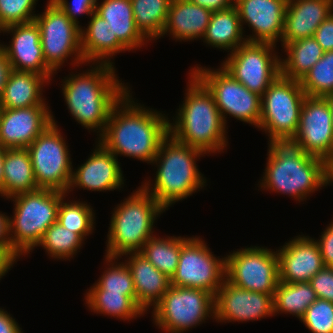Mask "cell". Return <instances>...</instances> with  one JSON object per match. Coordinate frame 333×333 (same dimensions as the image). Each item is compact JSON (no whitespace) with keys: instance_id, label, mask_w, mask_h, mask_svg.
I'll return each mask as SVG.
<instances>
[{"instance_id":"cell-1","label":"cell","mask_w":333,"mask_h":333,"mask_svg":"<svg viewBox=\"0 0 333 333\" xmlns=\"http://www.w3.org/2000/svg\"><path fill=\"white\" fill-rule=\"evenodd\" d=\"M132 93L130 89L113 107L103 134L96 140L117 158L122 155L150 165L169 134L171 117L141 105Z\"/></svg>"},{"instance_id":"cell-2","label":"cell","mask_w":333,"mask_h":333,"mask_svg":"<svg viewBox=\"0 0 333 333\" xmlns=\"http://www.w3.org/2000/svg\"><path fill=\"white\" fill-rule=\"evenodd\" d=\"M85 66L90 68L69 73L61 79L60 88L68 113L89 133H97L99 138L113 107L131 88L119 79L113 65L85 63Z\"/></svg>"},{"instance_id":"cell-3","label":"cell","mask_w":333,"mask_h":333,"mask_svg":"<svg viewBox=\"0 0 333 333\" xmlns=\"http://www.w3.org/2000/svg\"><path fill=\"white\" fill-rule=\"evenodd\" d=\"M259 189L281 193L303 202L315 191L330 186V164L319 157L305 153L287 142H270Z\"/></svg>"},{"instance_id":"cell-4","label":"cell","mask_w":333,"mask_h":333,"mask_svg":"<svg viewBox=\"0 0 333 333\" xmlns=\"http://www.w3.org/2000/svg\"><path fill=\"white\" fill-rule=\"evenodd\" d=\"M188 75L184 100L176 110L175 118L169 120V134L207 156L224 153L229 145L228 128L213 95L190 71Z\"/></svg>"},{"instance_id":"cell-5","label":"cell","mask_w":333,"mask_h":333,"mask_svg":"<svg viewBox=\"0 0 333 333\" xmlns=\"http://www.w3.org/2000/svg\"><path fill=\"white\" fill-rule=\"evenodd\" d=\"M205 153L184 144L168 134L160 143L153 164L157 167L154 180L142 181V187L165 209L205 189L207 179L196 162Z\"/></svg>"},{"instance_id":"cell-6","label":"cell","mask_w":333,"mask_h":333,"mask_svg":"<svg viewBox=\"0 0 333 333\" xmlns=\"http://www.w3.org/2000/svg\"><path fill=\"white\" fill-rule=\"evenodd\" d=\"M113 209L105 255L121 258L126 253L139 252L149 238L157 235L154 224L166 211L142 186Z\"/></svg>"},{"instance_id":"cell-7","label":"cell","mask_w":333,"mask_h":333,"mask_svg":"<svg viewBox=\"0 0 333 333\" xmlns=\"http://www.w3.org/2000/svg\"><path fill=\"white\" fill-rule=\"evenodd\" d=\"M66 194L39 188L7 198L14 204L13 216H9L10 242L12 253L18 259L31 254L46 230L57 221L58 207Z\"/></svg>"},{"instance_id":"cell-8","label":"cell","mask_w":333,"mask_h":333,"mask_svg":"<svg viewBox=\"0 0 333 333\" xmlns=\"http://www.w3.org/2000/svg\"><path fill=\"white\" fill-rule=\"evenodd\" d=\"M306 93L300 80L279 75L261 96L258 129L267 134L268 143L291 141L296 135Z\"/></svg>"},{"instance_id":"cell-9","label":"cell","mask_w":333,"mask_h":333,"mask_svg":"<svg viewBox=\"0 0 333 333\" xmlns=\"http://www.w3.org/2000/svg\"><path fill=\"white\" fill-rule=\"evenodd\" d=\"M152 320L165 333H184L215 320V296L197 288L171 286L152 308Z\"/></svg>"},{"instance_id":"cell-10","label":"cell","mask_w":333,"mask_h":333,"mask_svg":"<svg viewBox=\"0 0 333 333\" xmlns=\"http://www.w3.org/2000/svg\"><path fill=\"white\" fill-rule=\"evenodd\" d=\"M194 65L190 72L213 95L214 101L227 126V116L258 128L261 116V96L248 90L221 66L206 68Z\"/></svg>"},{"instance_id":"cell-11","label":"cell","mask_w":333,"mask_h":333,"mask_svg":"<svg viewBox=\"0 0 333 333\" xmlns=\"http://www.w3.org/2000/svg\"><path fill=\"white\" fill-rule=\"evenodd\" d=\"M34 21L40 30L44 60L55 74L69 59L70 65L75 69L85 65L81 51L80 27L74 24L53 0H47L44 12L37 13Z\"/></svg>"},{"instance_id":"cell-12","label":"cell","mask_w":333,"mask_h":333,"mask_svg":"<svg viewBox=\"0 0 333 333\" xmlns=\"http://www.w3.org/2000/svg\"><path fill=\"white\" fill-rule=\"evenodd\" d=\"M52 123L27 147L37 187L67 193L72 178L70 149L57 125Z\"/></svg>"},{"instance_id":"cell-13","label":"cell","mask_w":333,"mask_h":333,"mask_svg":"<svg viewBox=\"0 0 333 333\" xmlns=\"http://www.w3.org/2000/svg\"><path fill=\"white\" fill-rule=\"evenodd\" d=\"M225 279L236 287L274 295L279 280L277 252L253 246L233 250L225 255Z\"/></svg>"},{"instance_id":"cell-14","label":"cell","mask_w":333,"mask_h":333,"mask_svg":"<svg viewBox=\"0 0 333 333\" xmlns=\"http://www.w3.org/2000/svg\"><path fill=\"white\" fill-rule=\"evenodd\" d=\"M226 258L213 254L200 236L189 237L182 245L171 286L197 288L216 296L225 280Z\"/></svg>"},{"instance_id":"cell-15","label":"cell","mask_w":333,"mask_h":333,"mask_svg":"<svg viewBox=\"0 0 333 333\" xmlns=\"http://www.w3.org/2000/svg\"><path fill=\"white\" fill-rule=\"evenodd\" d=\"M276 47L272 43L246 42L228 53L220 66L248 90L262 96L280 75Z\"/></svg>"},{"instance_id":"cell-16","label":"cell","mask_w":333,"mask_h":333,"mask_svg":"<svg viewBox=\"0 0 333 333\" xmlns=\"http://www.w3.org/2000/svg\"><path fill=\"white\" fill-rule=\"evenodd\" d=\"M290 142L307 154L333 162L332 112L325 97H305L299 127Z\"/></svg>"},{"instance_id":"cell-17","label":"cell","mask_w":333,"mask_h":333,"mask_svg":"<svg viewBox=\"0 0 333 333\" xmlns=\"http://www.w3.org/2000/svg\"><path fill=\"white\" fill-rule=\"evenodd\" d=\"M274 316V295L245 290L226 279L215 296V321H258Z\"/></svg>"},{"instance_id":"cell-18","label":"cell","mask_w":333,"mask_h":333,"mask_svg":"<svg viewBox=\"0 0 333 333\" xmlns=\"http://www.w3.org/2000/svg\"><path fill=\"white\" fill-rule=\"evenodd\" d=\"M288 0H235L241 26L251 28L252 34L245 35L247 42H281L284 31L285 12Z\"/></svg>"},{"instance_id":"cell-19","label":"cell","mask_w":333,"mask_h":333,"mask_svg":"<svg viewBox=\"0 0 333 333\" xmlns=\"http://www.w3.org/2000/svg\"><path fill=\"white\" fill-rule=\"evenodd\" d=\"M94 148L84 163L72 169L67 194L80 188L87 191L108 192L121 190L126 185L118 158L96 140Z\"/></svg>"},{"instance_id":"cell-20","label":"cell","mask_w":333,"mask_h":333,"mask_svg":"<svg viewBox=\"0 0 333 333\" xmlns=\"http://www.w3.org/2000/svg\"><path fill=\"white\" fill-rule=\"evenodd\" d=\"M0 33L10 34L9 44H0L14 70L30 71L45 76L49 81L55 73L46 65L40 41V30L35 21L6 26Z\"/></svg>"},{"instance_id":"cell-21","label":"cell","mask_w":333,"mask_h":333,"mask_svg":"<svg viewBox=\"0 0 333 333\" xmlns=\"http://www.w3.org/2000/svg\"><path fill=\"white\" fill-rule=\"evenodd\" d=\"M48 105L4 109L0 117V145L6 149L27 148L51 123Z\"/></svg>"},{"instance_id":"cell-22","label":"cell","mask_w":333,"mask_h":333,"mask_svg":"<svg viewBox=\"0 0 333 333\" xmlns=\"http://www.w3.org/2000/svg\"><path fill=\"white\" fill-rule=\"evenodd\" d=\"M276 249L279 280L286 283L309 282L325 266L314 237L297 235Z\"/></svg>"},{"instance_id":"cell-23","label":"cell","mask_w":333,"mask_h":333,"mask_svg":"<svg viewBox=\"0 0 333 333\" xmlns=\"http://www.w3.org/2000/svg\"><path fill=\"white\" fill-rule=\"evenodd\" d=\"M333 12V0H288L281 46L312 37Z\"/></svg>"},{"instance_id":"cell-24","label":"cell","mask_w":333,"mask_h":333,"mask_svg":"<svg viewBox=\"0 0 333 333\" xmlns=\"http://www.w3.org/2000/svg\"><path fill=\"white\" fill-rule=\"evenodd\" d=\"M212 13L190 0H171L161 37L169 35L175 42L202 40Z\"/></svg>"},{"instance_id":"cell-25","label":"cell","mask_w":333,"mask_h":333,"mask_svg":"<svg viewBox=\"0 0 333 333\" xmlns=\"http://www.w3.org/2000/svg\"><path fill=\"white\" fill-rule=\"evenodd\" d=\"M124 260L132 273L136 303L147 313L171 287V278L157 270L139 252L126 253Z\"/></svg>"},{"instance_id":"cell-26","label":"cell","mask_w":333,"mask_h":333,"mask_svg":"<svg viewBox=\"0 0 333 333\" xmlns=\"http://www.w3.org/2000/svg\"><path fill=\"white\" fill-rule=\"evenodd\" d=\"M90 21L80 28L81 51L85 63H105L115 66L114 57L130 50L117 38L108 22L95 12ZM113 58V59H112ZM112 59V60H111Z\"/></svg>"},{"instance_id":"cell-27","label":"cell","mask_w":333,"mask_h":333,"mask_svg":"<svg viewBox=\"0 0 333 333\" xmlns=\"http://www.w3.org/2000/svg\"><path fill=\"white\" fill-rule=\"evenodd\" d=\"M95 13L106 20L117 38L132 52L149 40L136 27L131 0H97ZM145 45V46H143Z\"/></svg>"},{"instance_id":"cell-28","label":"cell","mask_w":333,"mask_h":333,"mask_svg":"<svg viewBox=\"0 0 333 333\" xmlns=\"http://www.w3.org/2000/svg\"><path fill=\"white\" fill-rule=\"evenodd\" d=\"M51 82L43 75L30 71L12 70L4 87L0 106L19 109L35 105H48L43 97L44 87Z\"/></svg>"},{"instance_id":"cell-29","label":"cell","mask_w":333,"mask_h":333,"mask_svg":"<svg viewBox=\"0 0 333 333\" xmlns=\"http://www.w3.org/2000/svg\"><path fill=\"white\" fill-rule=\"evenodd\" d=\"M236 7L213 11L206 33L203 37L207 47L231 53L247 42Z\"/></svg>"},{"instance_id":"cell-30","label":"cell","mask_w":333,"mask_h":333,"mask_svg":"<svg viewBox=\"0 0 333 333\" xmlns=\"http://www.w3.org/2000/svg\"><path fill=\"white\" fill-rule=\"evenodd\" d=\"M4 185L0 196L7 199L13 195L37 189L32 160L27 148L6 149L4 155Z\"/></svg>"},{"instance_id":"cell-31","label":"cell","mask_w":333,"mask_h":333,"mask_svg":"<svg viewBox=\"0 0 333 333\" xmlns=\"http://www.w3.org/2000/svg\"><path fill=\"white\" fill-rule=\"evenodd\" d=\"M84 294L86 307L96 315H108L129 322L146 314L136 303V296L104 291L95 282Z\"/></svg>"},{"instance_id":"cell-32","label":"cell","mask_w":333,"mask_h":333,"mask_svg":"<svg viewBox=\"0 0 333 333\" xmlns=\"http://www.w3.org/2000/svg\"><path fill=\"white\" fill-rule=\"evenodd\" d=\"M282 48L286 56H280V75L295 80H300L324 54L313 36L287 43Z\"/></svg>"},{"instance_id":"cell-33","label":"cell","mask_w":333,"mask_h":333,"mask_svg":"<svg viewBox=\"0 0 333 333\" xmlns=\"http://www.w3.org/2000/svg\"><path fill=\"white\" fill-rule=\"evenodd\" d=\"M157 236V237H156ZM189 236H166L155 235L149 238L139 253L160 272L171 278L178 266L181 245Z\"/></svg>"},{"instance_id":"cell-34","label":"cell","mask_w":333,"mask_h":333,"mask_svg":"<svg viewBox=\"0 0 333 333\" xmlns=\"http://www.w3.org/2000/svg\"><path fill=\"white\" fill-rule=\"evenodd\" d=\"M316 300L315 290L309 282H279L274 294V316L284 313L300 320Z\"/></svg>"},{"instance_id":"cell-35","label":"cell","mask_w":333,"mask_h":333,"mask_svg":"<svg viewBox=\"0 0 333 333\" xmlns=\"http://www.w3.org/2000/svg\"><path fill=\"white\" fill-rule=\"evenodd\" d=\"M171 0H131L136 27L152 43L161 38Z\"/></svg>"},{"instance_id":"cell-36","label":"cell","mask_w":333,"mask_h":333,"mask_svg":"<svg viewBox=\"0 0 333 333\" xmlns=\"http://www.w3.org/2000/svg\"><path fill=\"white\" fill-rule=\"evenodd\" d=\"M66 194L60 201L57 213V222L66 229L77 233L84 241L93 234L95 229L96 213L92 206L85 201L66 200Z\"/></svg>"},{"instance_id":"cell-37","label":"cell","mask_w":333,"mask_h":333,"mask_svg":"<svg viewBox=\"0 0 333 333\" xmlns=\"http://www.w3.org/2000/svg\"><path fill=\"white\" fill-rule=\"evenodd\" d=\"M83 245L84 240L77 233L66 229L56 221L43 234L37 247H42L54 260L70 261L80 252Z\"/></svg>"},{"instance_id":"cell-38","label":"cell","mask_w":333,"mask_h":333,"mask_svg":"<svg viewBox=\"0 0 333 333\" xmlns=\"http://www.w3.org/2000/svg\"><path fill=\"white\" fill-rule=\"evenodd\" d=\"M104 257V267H107L95 283L104 291L136 296L132 273L125 262L119 261L123 258Z\"/></svg>"},{"instance_id":"cell-39","label":"cell","mask_w":333,"mask_h":333,"mask_svg":"<svg viewBox=\"0 0 333 333\" xmlns=\"http://www.w3.org/2000/svg\"><path fill=\"white\" fill-rule=\"evenodd\" d=\"M306 96L325 97L333 94V51L323 57L300 79Z\"/></svg>"},{"instance_id":"cell-40","label":"cell","mask_w":333,"mask_h":333,"mask_svg":"<svg viewBox=\"0 0 333 333\" xmlns=\"http://www.w3.org/2000/svg\"><path fill=\"white\" fill-rule=\"evenodd\" d=\"M299 321L312 333H333V302L317 298Z\"/></svg>"},{"instance_id":"cell-41","label":"cell","mask_w":333,"mask_h":333,"mask_svg":"<svg viewBox=\"0 0 333 333\" xmlns=\"http://www.w3.org/2000/svg\"><path fill=\"white\" fill-rule=\"evenodd\" d=\"M36 2L38 0H0V30L13 24L34 21Z\"/></svg>"},{"instance_id":"cell-42","label":"cell","mask_w":333,"mask_h":333,"mask_svg":"<svg viewBox=\"0 0 333 333\" xmlns=\"http://www.w3.org/2000/svg\"><path fill=\"white\" fill-rule=\"evenodd\" d=\"M65 15L80 28L79 17L82 15L90 17L96 9L97 0H53Z\"/></svg>"},{"instance_id":"cell-43","label":"cell","mask_w":333,"mask_h":333,"mask_svg":"<svg viewBox=\"0 0 333 333\" xmlns=\"http://www.w3.org/2000/svg\"><path fill=\"white\" fill-rule=\"evenodd\" d=\"M0 261L9 269L18 262L12 253L10 242L9 216L0 211Z\"/></svg>"},{"instance_id":"cell-44","label":"cell","mask_w":333,"mask_h":333,"mask_svg":"<svg viewBox=\"0 0 333 333\" xmlns=\"http://www.w3.org/2000/svg\"><path fill=\"white\" fill-rule=\"evenodd\" d=\"M317 298L333 302V268L324 267L309 281Z\"/></svg>"},{"instance_id":"cell-45","label":"cell","mask_w":333,"mask_h":333,"mask_svg":"<svg viewBox=\"0 0 333 333\" xmlns=\"http://www.w3.org/2000/svg\"><path fill=\"white\" fill-rule=\"evenodd\" d=\"M317 242L325 267L333 268V220L326 226L319 235Z\"/></svg>"},{"instance_id":"cell-46","label":"cell","mask_w":333,"mask_h":333,"mask_svg":"<svg viewBox=\"0 0 333 333\" xmlns=\"http://www.w3.org/2000/svg\"><path fill=\"white\" fill-rule=\"evenodd\" d=\"M313 37L324 52L333 51V12L316 29Z\"/></svg>"},{"instance_id":"cell-47","label":"cell","mask_w":333,"mask_h":333,"mask_svg":"<svg viewBox=\"0 0 333 333\" xmlns=\"http://www.w3.org/2000/svg\"><path fill=\"white\" fill-rule=\"evenodd\" d=\"M0 333H23L17 320L2 307H0Z\"/></svg>"},{"instance_id":"cell-48","label":"cell","mask_w":333,"mask_h":333,"mask_svg":"<svg viewBox=\"0 0 333 333\" xmlns=\"http://www.w3.org/2000/svg\"><path fill=\"white\" fill-rule=\"evenodd\" d=\"M12 70V65L10 64L6 53L0 48V100Z\"/></svg>"},{"instance_id":"cell-49","label":"cell","mask_w":333,"mask_h":333,"mask_svg":"<svg viewBox=\"0 0 333 333\" xmlns=\"http://www.w3.org/2000/svg\"><path fill=\"white\" fill-rule=\"evenodd\" d=\"M194 4L210 9L211 11L225 10L234 5L235 0H190Z\"/></svg>"},{"instance_id":"cell-50","label":"cell","mask_w":333,"mask_h":333,"mask_svg":"<svg viewBox=\"0 0 333 333\" xmlns=\"http://www.w3.org/2000/svg\"><path fill=\"white\" fill-rule=\"evenodd\" d=\"M6 148L0 145V190L3 188L4 185V155H5Z\"/></svg>"},{"instance_id":"cell-51","label":"cell","mask_w":333,"mask_h":333,"mask_svg":"<svg viewBox=\"0 0 333 333\" xmlns=\"http://www.w3.org/2000/svg\"><path fill=\"white\" fill-rule=\"evenodd\" d=\"M9 272V269L0 261V280Z\"/></svg>"},{"instance_id":"cell-52","label":"cell","mask_w":333,"mask_h":333,"mask_svg":"<svg viewBox=\"0 0 333 333\" xmlns=\"http://www.w3.org/2000/svg\"><path fill=\"white\" fill-rule=\"evenodd\" d=\"M325 98L327 99V102L329 103V106L331 108L332 122H333V94L327 95V96H325Z\"/></svg>"},{"instance_id":"cell-53","label":"cell","mask_w":333,"mask_h":333,"mask_svg":"<svg viewBox=\"0 0 333 333\" xmlns=\"http://www.w3.org/2000/svg\"><path fill=\"white\" fill-rule=\"evenodd\" d=\"M329 184H331V186H333V162L330 163V179H329Z\"/></svg>"},{"instance_id":"cell-54","label":"cell","mask_w":333,"mask_h":333,"mask_svg":"<svg viewBox=\"0 0 333 333\" xmlns=\"http://www.w3.org/2000/svg\"><path fill=\"white\" fill-rule=\"evenodd\" d=\"M1 113H2V107L0 106V117H1Z\"/></svg>"}]
</instances>
